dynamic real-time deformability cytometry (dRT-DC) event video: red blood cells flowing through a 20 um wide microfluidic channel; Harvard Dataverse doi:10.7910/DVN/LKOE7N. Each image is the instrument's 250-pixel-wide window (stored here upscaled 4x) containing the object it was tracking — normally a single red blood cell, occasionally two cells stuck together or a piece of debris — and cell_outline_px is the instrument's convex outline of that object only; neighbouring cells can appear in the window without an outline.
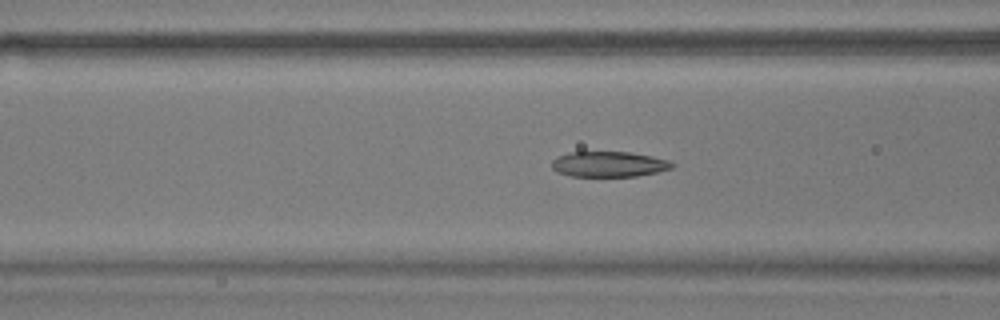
{"species": "common noctule bat (a hibernating species)", "species_latin": "Nyctalus noctula", "temperature_condition": "warm", "stored_images_in_passage": 54, "camera_frame_rate_fps": 3000, "um_per_image_px": 0.085, "animal": {"sex": "male", "body_mass_g": 17.9}, "frame": {"image": 1, "passage_image": 21, "time_ms": 6.667, "image_size_px": [1000, 320], "cell_outline_px": [[676, 164], [672, 168], [656, 172], [636, 176], [572, 176], [556, 172], [552, 168], [552, 160], [556, 156], [572, 152], [628, 152], [652, 156], [668, 160]], "centroid_in_image_um": [51.74, 13.95], "position_along_channel_um": 114.9, "area_um2": 17.8}}
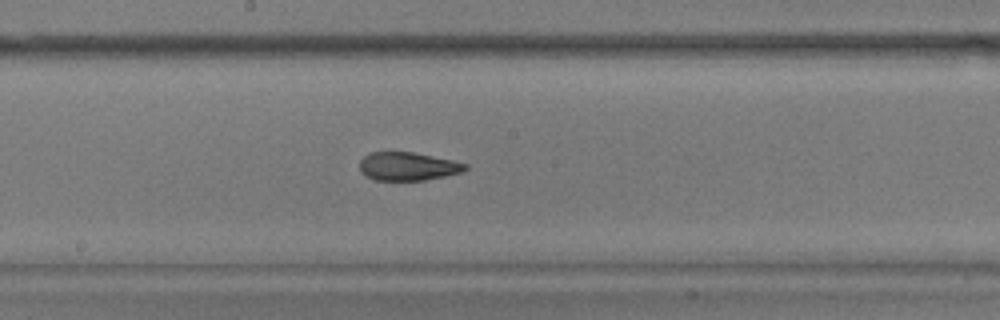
{"frame": {"image": 2, "passage_image": 29, "time_ms": 9.333, "image_size_px": [1000, 320], "cell_outline_px": [[468, 168], [460, 172], [444, 176], [424, 180], [376, 180], [364, 176], [360, 172], [360, 160], [364, 156], [372, 152], [412, 152], [452, 160], [468, 164]], "centroid_in_image_um": [34.63, 14.14], "position_along_channel_um": 213.6, "area_um2": 17.34}}
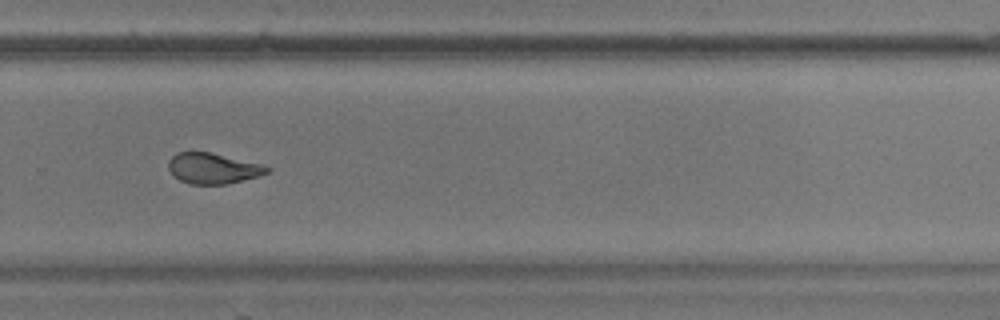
{"frame": {"image": 3, "passage_image": 37, "time_ms": 12.0, "image_size_px": [1000, 320], "cell_outline_px": [[272, 168], [268, 172], [260, 176], [228, 184], [188, 184], [172, 176], [168, 168], [168, 160], [176, 152], [208, 152], [264, 164]], "centroid_in_image_um": [18.11, 14.32], "position_along_channel_um": 311.7, "area_um2": 17.86}, "authors_computed_cell_mechanics": {"area_um2": 19.2763, "velocity_mm_per_s": 3.6959, "shape_relaxation_time_tau1_ms": 9.2935, "shape_relaxation_time_tau2_ms": 2.1726, "deformation_change_tau1": 0.2631, "deformation_change_tau2": 0.0995}}